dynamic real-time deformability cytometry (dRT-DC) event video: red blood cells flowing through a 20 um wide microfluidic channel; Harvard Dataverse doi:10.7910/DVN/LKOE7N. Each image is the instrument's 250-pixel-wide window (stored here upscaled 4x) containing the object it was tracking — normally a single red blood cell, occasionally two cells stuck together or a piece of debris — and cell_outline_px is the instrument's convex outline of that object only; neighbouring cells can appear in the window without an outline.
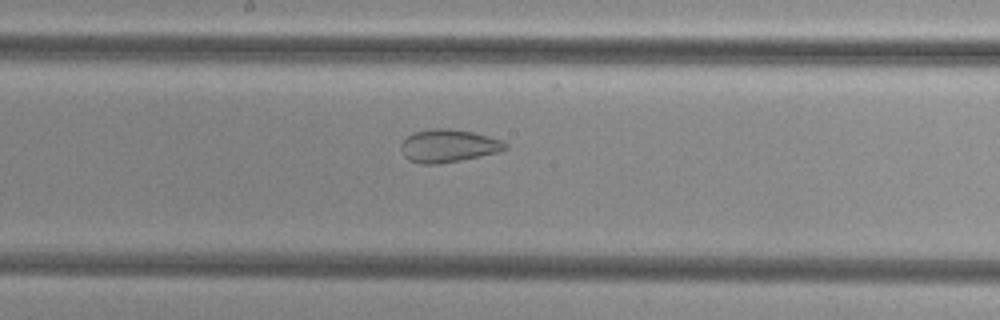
{"species": "common noctule bat (a hibernating species)", "species_latin": "Nyctalus noctula", "temperature_condition": "cold", "stored_images_in_passage": 53, "camera_frame_rate_fps": 3000, "um_per_image_px": 0.085, "animal": {"sex": "female", "body_mass_g": 29.2, "forearm_length_mm": 56.3}, "frame": {"image": 1, "passage_image": 28, "time_ms": 9.0, "image_size_px": [1000, 320], "cell_outline_px": [[508, 148], [500, 152], [460, 160], [436, 164], [420, 164], [408, 160], [404, 156], [400, 148], [400, 144], [412, 132], [432, 128], [448, 128], [472, 132], [504, 140], [508, 144]], "centroid_in_image_um": [38.11, 12.39], "position_along_channel_um": 210.1, "area_um2": 20.17}}
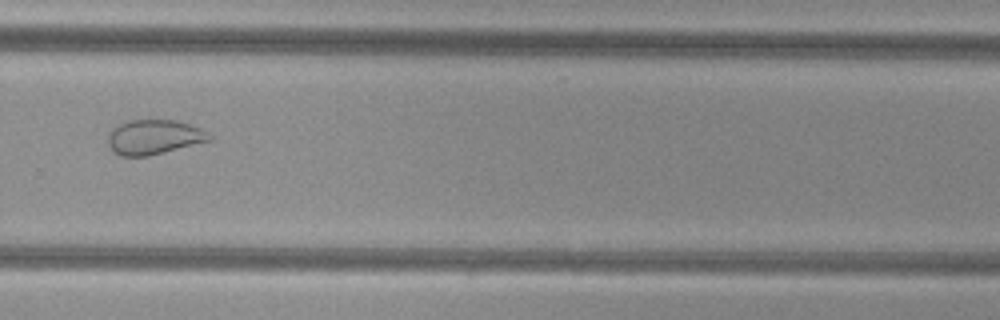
{"frame": {"image": 2, "passage_image": 36, "time_ms": 11.667, "image_size_px": [1000, 320], "cell_outline_px": [[212, 140], [148, 156], [120, 156], [112, 152], [108, 144], [108, 132], [116, 124], [128, 120], [176, 120], [200, 128], [212, 136]], "centroid_in_image_um": [13.03, 11.65], "position_along_channel_um": 316.8, "area_um2": 20.63}}
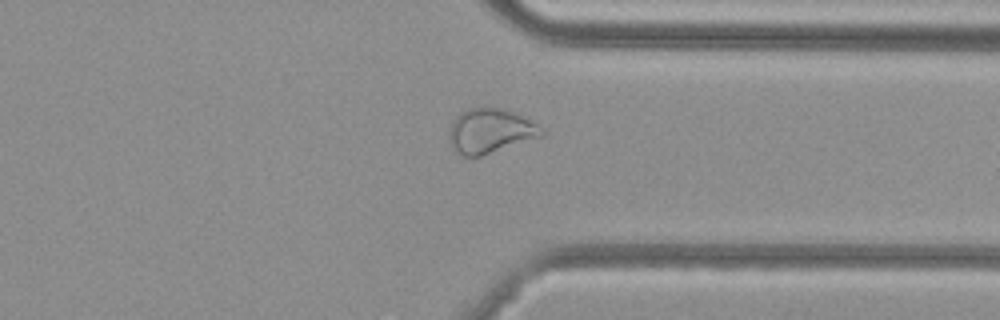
{"frame": {"image": 3, "passage_image": 40, "time_ms": 13.0, "image_size_px": [1000, 320], "cell_outline_px": [[544, 136], [480, 156], [464, 156], [456, 152], [452, 148], [448, 140], [448, 132], [452, 120], [464, 108], [508, 108], [544, 128]], "centroid_in_image_um": [41.66, 11.12], "position_along_channel_um": 369.7, "area_um2": 24.39}}